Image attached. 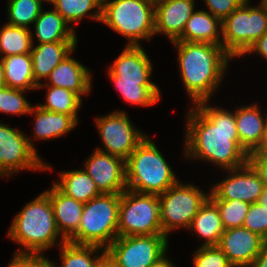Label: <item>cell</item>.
<instances>
[{
  "label": "cell",
  "instance_id": "cell-27",
  "mask_svg": "<svg viewBox=\"0 0 267 267\" xmlns=\"http://www.w3.org/2000/svg\"><path fill=\"white\" fill-rule=\"evenodd\" d=\"M60 181L53 184L65 195L87 203L102 193L84 169L60 172Z\"/></svg>",
  "mask_w": 267,
  "mask_h": 267
},
{
  "label": "cell",
  "instance_id": "cell-20",
  "mask_svg": "<svg viewBox=\"0 0 267 267\" xmlns=\"http://www.w3.org/2000/svg\"><path fill=\"white\" fill-rule=\"evenodd\" d=\"M258 107L256 103L240 106L235 110L236 129L240 145L248 153L258 149L267 130V116L263 117Z\"/></svg>",
  "mask_w": 267,
  "mask_h": 267
},
{
  "label": "cell",
  "instance_id": "cell-30",
  "mask_svg": "<svg viewBox=\"0 0 267 267\" xmlns=\"http://www.w3.org/2000/svg\"><path fill=\"white\" fill-rule=\"evenodd\" d=\"M60 245L59 257L62 262L60 267H95L97 260L106 252L105 249L98 246L78 245L69 241ZM99 251L101 252L99 253ZM92 254H95L94 257ZM53 267L58 266L53 263Z\"/></svg>",
  "mask_w": 267,
  "mask_h": 267
},
{
  "label": "cell",
  "instance_id": "cell-47",
  "mask_svg": "<svg viewBox=\"0 0 267 267\" xmlns=\"http://www.w3.org/2000/svg\"><path fill=\"white\" fill-rule=\"evenodd\" d=\"M3 59V53H2V50H1V45H0V60Z\"/></svg>",
  "mask_w": 267,
  "mask_h": 267
},
{
  "label": "cell",
  "instance_id": "cell-12",
  "mask_svg": "<svg viewBox=\"0 0 267 267\" xmlns=\"http://www.w3.org/2000/svg\"><path fill=\"white\" fill-rule=\"evenodd\" d=\"M164 234L118 236L105 250L117 267H150L168 250Z\"/></svg>",
  "mask_w": 267,
  "mask_h": 267
},
{
  "label": "cell",
  "instance_id": "cell-17",
  "mask_svg": "<svg viewBox=\"0 0 267 267\" xmlns=\"http://www.w3.org/2000/svg\"><path fill=\"white\" fill-rule=\"evenodd\" d=\"M195 10V0H167L155 3V35L162 33L177 41Z\"/></svg>",
  "mask_w": 267,
  "mask_h": 267
},
{
  "label": "cell",
  "instance_id": "cell-18",
  "mask_svg": "<svg viewBox=\"0 0 267 267\" xmlns=\"http://www.w3.org/2000/svg\"><path fill=\"white\" fill-rule=\"evenodd\" d=\"M91 76L90 70L69 54L50 73L45 85L66 88L81 97L91 91Z\"/></svg>",
  "mask_w": 267,
  "mask_h": 267
},
{
  "label": "cell",
  "instance_id": "cell-4",
  "mask_svg": "<svg viewBox=\"0 0 267 267\" xmlns=\"http://www.w3.org/2000/svg\"><path fill=\"white\" fill-rule=\"evenodd\" d=\"M152 67L151 60L141 45H126L109 67V78L124 101L133 105L151 106L161 98L158 85L150 80Z\"/></svg>",
  "mask_w": 267,
  "mask_h": 267
},
{
  "label": "cell",
  "instance_id": "cell-1",
  "mask_svg": "<svg viewBox=\"0 0 267 267\" xmlns=\"http://www.w3.org/2000/svg\"><path fill=\"white\" fill-rule=\"evenodd\" d=\"M202 101L188 110L185 155L223 168L235 169L247 163L248 152L240 145L235 112Z\"/></svg>",
  "mask_w": 267,
  "mask_h": 267
},
{
  "label": "cell",
  "instance_id": "cell-46",
  "mask_svg": "<svg viewBox=\"0 0 267 267\" xmlns=\"http://www.w3.org/2000/svg\"><path fill=\"white\" fill-rule=\"evenodd\" d=\"M258 203L262 204L263 206L267 208V189H265L263 193L261 194L258 200Z\"/></svg>",
  "mask_w": 267,
  "mask_h": 267
},
{
  "label": "cell",
  "instance_id": "cell-48",
  "mask_svg": "<svg viewBox=\"0 0 267 267\" xmlns=\"http://www.w3.org/2000/svg\"><path fill=\"white\" fill-rule=\"evenodd\" d=\"M164 1H167V0H154V2H164Z\"/></svg>",
  "mask_w": 267,
  "mask_h": 267
},
{
  "label": "cell",
  "instance_id": "cell-40",
  "mask_svg": "<svg viewBox=\"0 0 267 267\" xmlns=\"http://www.w3.org/2000/svg\"><path fill=\"white\" fill-rule=\"evenodd\" d=\"M254 52L262 56L264 59H267V32L258 39L244 55L247 53L252 54Z\"/></svg>",
  "mask_w": 267,
  "mask_h": 267
},
{
  "label": "cell",
  "instance_id": "cell-15",
  "mask_svg": "<svg viewBox=\"0 0 267 267\" xmlns=\"http://www.w3.org/2000/svg\"><path fill=\"white\" fill-rule=\"evenodd\" d=\"M84 165L101 193H122L127 189L124 159L95 149Z\"/></svg>",
  "mask_w": 267,
  "mask_h": 267
},
{
  "label": "cell",
  "instance_id": "cell-41",
  "mask_svg": "<svg viewBox=\"0 0 267 267\" xmlns=\"http://www.w3.org/2000/svg\"><path fill=\"white\" fill-rule=\"evenodd\" d=\"M252 267H267V243L261 249V252L256 257Z\"/></svg>",
  "mask_w": 267,
  "mask_h": 267
},
{
  "label": "cell",
  "instance_id": "cell-7",
  "mask_svg": "<svg viewBox=\"0 0 267 267\" xmlns=\"http://www.w3.org/2000/svg\"><path fill=\"white\" fill-rule=\"evenodd\" d=\"M121 193H102L84 203L78 231L68 240L106 249L118 235Z\"/></svg>",
  "mask_w": 267,
  "mask_h": 267
},
{
  "label": "cell",
  "instance_id": "cell-16",
  "mask_svg": "<svg viewBox=\"0 0 267 267\" xmlns=\"http://www.w3.org/2000/svg\"><path fill=\"white\" fill-rule=\"evenodd\" d=\"M266 241L245 227L225 229L217 247L234 267H252Z\"/></svg>",
  "mask_w": 267,
  "mask_h": 267
},
{
  "label": "cell",
  "instance_id": "cell-42",
  "mask_svg": "<svg viewBox=\"0 0 267 267\" xmlns=\"http://www.w3.org/2000/svg\"><path fill=\"white\" fill-rule=\"evenodd\" d=\"M95 267H117L115 261L105 252L96 262Z\"/></svg>",
  "mask_w": 267,
  "mask_h": 267
},
{
  "label": "cell",
  "instance_id": "cell-22",
  "mask_svg": "<svg viewBox=\"0 0 267 267\" xmlns=\"http://www.w3.org/2000/svg\"><path fill=\"white\" fill-rule=\"evenodd\" d=\"M221 29V21L211 13L203 10L194 11L187 21L181 37L177 41L221 45Z\"/></svg>",
  "mask_w": 267,
  "mask_h": 267
},
{
  "label": "cell",
  "instance_id": "cell-2",
  "mask_svg": "<svg viewBox=\"0 0 267 267\" xmlns=\"http://www.w3.org/2000/svg\"><path fill=\"white\" fill-rule=\"evenodd\" d=\"M177 47L181 79L188 96L196 105L209 101L233 59L222 45L204 42H171Z\"/></svg>",
  "mask_w": 267,
  "mask_h": 267
},
{
  "label": "cell",
  "instance_id": "cell-34",
  "mask_svg": "<svg viewBox=\"0 0 267 267\" xmlns=\"http://www.w3.org/2000/svg\"><path fill=\"white\" fill-rule=\"evenodd\" d=\"M24 92L26 91L7 86L0 88V112L15 115L29 114L32 105L23 96Z\"/></svg>",
  "mask_w": 267,
  "mask_h": 267
},
{
  "label": "cell",
  "instance_id": "cell-43",
  "mask_svg": "<svg viewBox=\"0 0 267 267\" xmlns=\"http://www.w3.org/2000/svg\"><path fill=\"white\" fill-rule=\"evenodd\" d=\"M165 256L166 254L150 267H175V265L172 264V261H169V258Z\"/></svg>",
  "mask_w": 267,
  "mask_h": 267
},
{
  "label": "cell",
  "instance_id": "cell-37",
  "mask_svg": "<svg viewBox=\"0 0 267 267\" xmlns=\"http://www.w3.org/2000/svg\"><path fill=\"white\" fill-rule=\"evenodd\" d=\"M214 17L221 22L237 9L245 0H204Z\"/></svg>",
  "mask_w": 267,
  "mask_h": 267
},
{
  "label": "cell",
  "instance_id": "cell-26",
  "mask_svg": "<svg viewBox=\"0 0 267 267\" xmlns=\"http://www.w3.org/2000/svg\"><path fill=\"white\" fill-rule=\"evenodd\" d=\"M4 79L7 87L14 89L36 90L34 81L32 58L30 53L5 56L2 59Z\"/></svg>",
  "mask_w": 267,
  "mask_h": 267
},
{
  "label": "cell",
  "instance_id": "cell-24",
  "mask_svg": "<svg viewBox=\"0 0 267 267\" xmlns=\"http://www.w3.org/2000/svg\"><path fill=\"white\" fill-rule=\"evenodd\" d=\"M55 10L41 11L34 22L38 44L57 41H77L74 27Z\"/></svg>",
  "mask_w": 267,
  "mask_h": 267
},
{
  "label": "cell",
  "instance_id": "cell-31",
  "mask_svg": "<svg viewBox=\"0 0 267 267\" xmlns=\"http://www.w3.org/2000/svg\"><path fill=\"white\" fill-rule=\"evenodd\" d=\"M33 42L30 28L5 23L0 29V45L3 57L30 53L34 46Z\"/></svg>",
  "mask_w": 267,
  "mask_h": 267
},
{
  "label": "cell",
  "instance_id": "cell-29",
  "mask_svg": "<svg viewBox=\"0 0 267 267\" xmlns=\"http://www.w3.org/2000/svg\"><path fill=\"white\" fill-rule=\"evenodd\" d=\"M48 3L52 4L69 24L79 23L85 16L101 22L102 0H49Z\"/></svg>",
  "mask_w": 267,
  "mask_h": 267
},
{
  "label": "cell",
  "instance_id": "cell-28",
  "mask_svg": "<svg viewBox=\"0 0 267 267\" xmlns=\"http://www.w3.org/2000/svg\"><path fill=\"white\" fill-rule=\"evenodd\" d=\"M41 87H47L48 92L46 95V103L37 104L39 107L48 111L71 115L79 122L77 112L82 105V97L66 88L46 86L45 83H41L37 86V89Z\"/></svg>",
  "mask_w": 267,
  "mask_h": 267
},
{
  "label": "cell",
  "instance_id": "cell-8",
  "mask_svg": "<svg viewBox=\"0 0 267 267\" xmlns=\"http://www.w3.org/2000/svg\"><path fill=\"white\" fill-rule=\"evenodd\" d=\"M245 0L221 22L224 50L232 57L244 56L249 48L267 32V5L251 7Z\"/></svg>",
  "mask_w": 267,
  "mask_h": 267
},
{
  "label": "cell",
  "instance_id": "cell-5",
  "mask_svg": "<svg viewBox=\"0 0 267 267\" xmlns=\"http://www.w3.org/2000/svg\"><path fill=\"white\" fill-rule=\"evenodd\" d=\"M178 180L148 135L126 160V183L131 191L159 195Z\"/></svg>",
  "mask_w": 267,
  "mask_h": 267
},
{
  "label": "cell",
  "instance_id": "cell-19",
  "mask_svg": "<svg viewBox=\"0 0 267 267\" xmlns=\"http://www.w3.org/2000/svg\"><path fill=\"white\" fill-rule=\"evenodd\" d=\"M77 41H57L37 44L30 52L34 81L41 84L69 54L76 49Z\"/></svg>",
  "mask_w": 267,
  "mask_h": 267
},
{
  "label": "cell",
  "instance_id": "cell-32",
  "mask_svg": "<svg viewBox=\"0 0 267 267\" xmlns=\"http://www.w3.org/2000/svg\"><path fill=\"white\" fill-rule=\"evenodd\" d=\"M48 0H8L9 25L28 28L34 24L43 8V2Z\"/></svg>",
  "mask_w": 267,
  "mask_h": 267
},
{
  "label": "cell",
  "instance_id": "cell-10",
  "mask_svg": "<svg viewBox=\"0 0 267 267\" xmlns=\"http://www.w3.org/2000/svg\"><path fill=\"white\" fill-rule=\"evenodd\" d=\"M162 232L168 238L177 228H189L194 216L210 197L193 184L178 180L164 193L159 194Z\"/></svg>",
  "mask_w": 267,
  "mask_h": 267
},
{
  "label": "cell",
  "instance_id": "cell-25",
  "mask_svg": "<svg viewBox=\"0 0 267 267\" xmlns=\"http://www.w3.org/2000/svg\"><path fill=\"white\" fill-rule=\"evenodd\" d=\"M188 229L195 231L197 236L205 239L201 246L218 245L225 229L217 205L210 198L194 216Z\"/></svg>",
  "mask_w": 267,
  "mask_h": 267
},
{
  "label": "cell",
  "instance_id": "cell-11",
  "mask_svg": "<svg viewBox=\"0 0 267 267\" xmlns=\"http://www.w3.org/2000/svg\"><path fill=\"white\" fill-rule=\"evenodd\" d=\"M37 153L29 136L0 122V177H10L26 169L52 170Z\"/></svg>",
  "mask_w": 267,
  "mask_h": 267
},
{
  "label": "cell",
  "instance_id": "cell-38",
  "mask_svg": "<svg viewBox=\"0 0 267 267\" xmlns=\"http://www.w3.org/2000/svg\"><path fill=\"white\" fill-rule=\"evenodd\" d=\"M7 267H53V263L43 254L15 253Z\"/></svg>",
  "mask_w": 267,
  "mask_h": 267
},
{
  "label": "cell",
  "instance_id": "cell-3",
  "mask_svg": "<svg viewBox=\"0 0 267 267\" xmlns=\"http://www.w3.org/2000/svg\"><path fill=\"white\" fill-rule=\"evenodd\" d=\"M59 236L61 244L65 243L57 229L53 207L45 191L17 213L8 231V237L24 247L15 252L19 254H42L55 243L58 245Z\"/></svg>",
  "mask_w": 267,
  "mask_h": 267
},
{
  "label": "cell",
  "instance_id": "cell-36",
  "mask_svg": "<svg viewBox=\"0 0 267 267\" xmlns=\"http://www.w3.org/2000/svg\"><path fill=\"white\" fill-rule=\"evenodd\" d=\"M243 227L267 241V208L258 202L250 204Z\"/></svg>",
  "mask_w": 267,
  "mask_h": 267
},
{
  "label": "cell",
  "instance_id": "cell-33",
  "mask_svg": "<svg viewBox=\"0 0 267 267\" xmlns=\"http://www.w3.org/2000/svg\"><path fill=\"white\" fill-rule=\"evenodd\" d=\"M220 213L224 229L243 226L250 204L241 200H212Z\"/></svg>",
  "mask_w": 267,
  "mask_h": 267
},
{
  "label": "cell",
  "instance_id": "cell-45",
  "mask_svg": "<svg viewBox=\"0 0 267 267\" xmlns=\"http://www.w3.org/2000/svg\"><path fill=\"white\" fill-rule=\"evenodd\" d=\"M5 86H6V83L4 79V67H3L2 60H0V88L5 87Z\"/></svg>",
  "mask_w": 267,
  "mask_h": 267
},
{
  "label": "cell",
  "instance_id": "cell-21",
  "mask_svg": "<svg viewBox=\"0 0 267 267\" xmlns=\"http://www.w3.org/2000/svg\"><path fill=\"white\" fill-rule=\"evenodd\" d=\"M45 192L49 195L53 207L57 229L68 241L78 231L84 203L65 195L54 184Z\"/></svg>",
  "mask_w": 267,
  "mask_h": 267
},
{
  "label": "cell",
  "instance_id": "cell-6",
  "mask_svg": "<svg viewBox=\"0 0 267 267\" xmlns=\"http://www.w3.org/2000/svg\"><path fill=\"white\" fill-rule=\"evenodd\" d=\"M101 22L128 39L129 46L155 35V2L152 0H102Z\"/></svg>",
  "mask_w": 267,
  "mask_h": 267
},
{
  "label": "cell",
  "instance_id": "cell-23",
  "mask_svg": "<svg viewBox=\"0 0 267 267\" xmlns=\"http://www.w3.org/2000/svg\"><path fill=\"white\" fill-rule=\"evenodd\" d=\"M29 114H35L33 138L49 140L72 131L78 122L71 116L32 106Z\"/></svg>",
  "mask_w": 267,
  "mask_h": 267
},
{
  "label": "cell",
  "instance_id": "cell-44",
  "mask_svg": "<svg viewBox=\"0 0 267 267\" xmlns=\"http://www.w3.org/2000/svg\"><path fill=\"white\" fill-rule=\"evenodd\" d=\"M256 152L258 154H262V155L267 156V130H266V133L264 135L262 144L258 147V149L256 150Z\"/></svg>",
  "mask_w": 267,
  "mask_h": 267
},
{
  "label": "cell",
  "instance_id": "cell-13",
  "mask_svg": "<svg viewBox=\"0 0 267 267\" xmlns=\"http://www.w3.org/2000/svg\"><path fill=\"white\" fill-rule=\"evenodd\" d=\"M95 119L104 145L102 149H96L125 161L147 136L131 124L129 116L122 110Z\"/></svg>",
  "mask_w": 267,
  "mask_h": 267
},
{
  "label": "cell",
  "instance_id": "cell-9",
  "mask_svg": "<svg viewBox=\"0 0 267 267\" xmlns=\"http://www.w3.org/2000/svg\"><path fill=\"white\" fill-rule=\"evenodd\" d=\"M164 234L160 220L159 197L126 189L121 193L118 235L139 236Z\"/></svg>",
  "mask_w": 267,
  "mask_h": 267
},
{
  "label": "cell",
  "instance_id": "cell-14",
  "mask_svg": "<svg viewBox=\"0 0 267 267\" xmlns=\"http://www.w3.org/2000/svg\"><path fill=\"white\" fill-rule=\"evenodd\" d=\"M230 174L221 182L212 186L211 200H241L249 204L258 202L265 190L263 182L253 168L245 165L226 170Z\"/></svg>",
  "mask_w": 267,
  "mask_h": 267
},
{
  "label": "cell",
  "instance_id": "cell-39",
  "mask_svg": "<svg viewBox=\"0 0 267 267\" xmlns=\"http://www.w3.org/2000/svg\"><path fill=\"white\" fill-rule=\"evenodd\" d=\"M247 163L257 173L264 188L267 189V156L258 154L256 151L250 152L247 155Z\"/></svg>",
  "mask_w": 267,
  "mask_h": 267
},
{
  "label": "cell",
  "instance_id": "cell-35",
  "mask_svg": "<svg viewBox=\"0 0 267 267\" xmlns=\"http://www.w3.org/2000/svg\"><path fill=\"white\" fill-rule=\"evenodd\" d=\"M194 267H234L217 246H200L194 253Z\"/></svg>",
  "mask_w": 267,
  "mask_h": 267
}]
</instances>
